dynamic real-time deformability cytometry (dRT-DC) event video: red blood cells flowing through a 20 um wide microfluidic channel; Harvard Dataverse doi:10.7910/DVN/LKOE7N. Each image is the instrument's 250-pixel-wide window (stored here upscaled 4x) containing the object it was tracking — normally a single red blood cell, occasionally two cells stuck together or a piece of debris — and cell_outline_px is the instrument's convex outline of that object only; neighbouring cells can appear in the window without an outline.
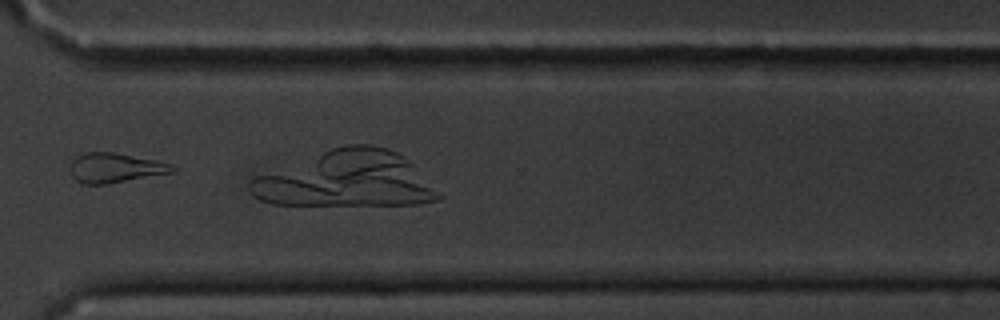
{"species": "common noctule bat (a hibernating species)", "species_latin": "Nyctalus noctula", "temperature_condition": "cold", "stored_images_in_passage": 16, "camera_frame_rate_fps": 3000, "um_per_image_px": 0.085, "animal": {"sex": "male", "body_mass_g": 20.1, "forearm_length_mm": 53.5}, "frame": {"image": 1, "passage_image": 12, "time_ms": 13.667, "image_size_px": [1000, 320], "cell_outline_px": [[180, 168], [176, 172], [104, 184], [84, 184], [76, 180], [72, 176], [68, 168], [72, 160], [76, 156], [84, 152], [112, 152], [172, 164]], "centroid_in_image_um": [9.78, 14.27], "position_along_channel_um": 360.8, "area_um2": 17.69}}